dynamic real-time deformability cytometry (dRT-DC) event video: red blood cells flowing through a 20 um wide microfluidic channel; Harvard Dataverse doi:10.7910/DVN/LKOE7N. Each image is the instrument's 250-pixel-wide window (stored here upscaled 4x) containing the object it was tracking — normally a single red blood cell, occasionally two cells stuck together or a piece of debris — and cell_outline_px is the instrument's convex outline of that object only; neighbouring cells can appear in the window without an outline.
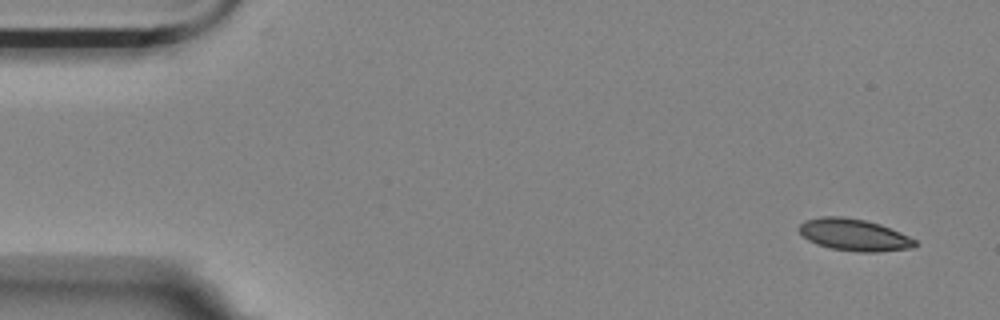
{"species": "Egyptian fruit bat (a non-hibernating species)", "species_latin": "Rousettus aegyptiacus", "temperature_condition": "room temperature", "stored_images_in_passage": 4, "camera_frame_rate_fps": 3000, "um_per_image_px": 0.085, "animal": {"sex": "female"}, "frame": {"image": 1, "passage_image": 1, "time_ms": 0.0, "image_size_px": [1000, 320], "cell_outline_px": [[916, 244], [912, 248], [876, 252], [860, 252], [832, 248], [816, 244], [808, 240], [800, 232], [800, 224], [804, 220], [820, 216], [844, 216], [864, 220], [880, 224], [900, 232], [916, 240]], "centroid_in_image_um": [72.58, 19.95], "position_along_channel_um": 12.4, "area_um2": 21.44}}
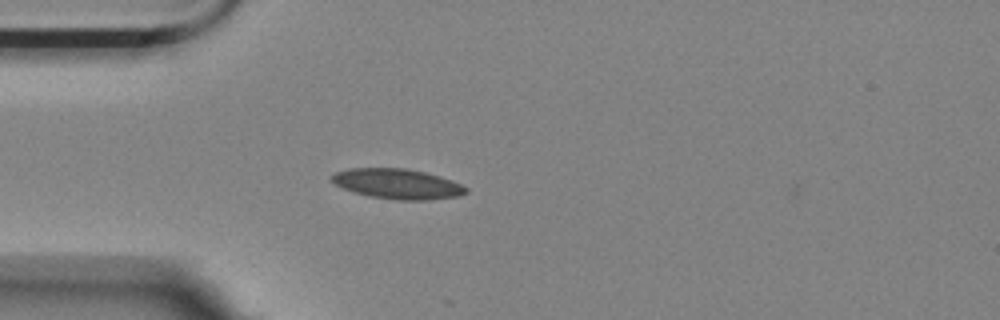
{"frame": {"image": 2, "passage_image": 3, "time_ms": 4.0, "image_size_px": [1000, 320], "cell_outline_px": [[468, 192], [460, 196], [428, 200], [396, 200], [372, 196], [356, 192], [344, 188], [336, 184], [332, 180], [332, 176], [336, 172], [348, 168], [404, 168], [424, 172], [452, 180], [468, 188]], "centroid_in_image_um": [33.83, 15.63], "position_along_channel_um": 51.2, "area_um2": 23.29}}